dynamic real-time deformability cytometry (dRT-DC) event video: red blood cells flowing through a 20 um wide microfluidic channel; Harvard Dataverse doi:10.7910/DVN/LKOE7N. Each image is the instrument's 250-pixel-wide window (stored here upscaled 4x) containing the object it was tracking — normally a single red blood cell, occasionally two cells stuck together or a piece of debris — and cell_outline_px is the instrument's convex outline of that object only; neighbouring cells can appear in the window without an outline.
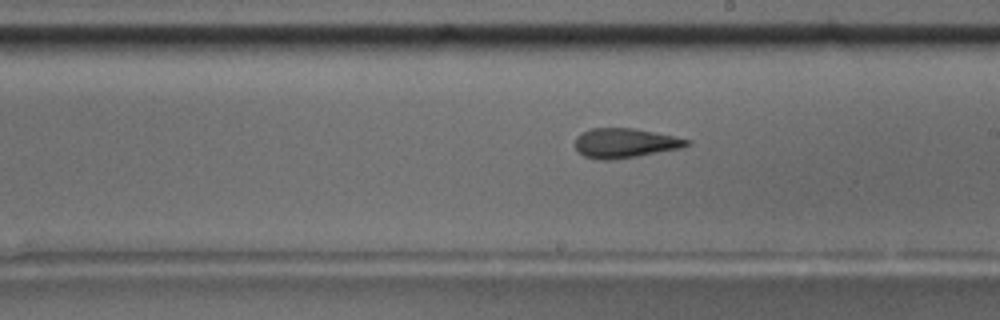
{"species": "common noctule bat (a hibernating species)", "species_latin": "Nyctalus noctula", "temperature_condition": "room temperature", "stored_images_in_passage": 42, "camera_frame_rate_fps": 3000, "um_per_image_px": 0.085, "animal": {"sex": "male", "body_mass_g": 17.5, "forearm_length_mm": 52.3}, "frame": {"image": 1, "passage_image": 19, "time_ms": 6.0, "image_size_px": [1000, 320], "cell_outline_px": [[692, 144], [684, 148], [612, 160], [600, 160], [584, 156], [576, 152], [576, 136], [580, 132], [592, 128], [632, 128], [692, 140]], "centroid_in_image_um": [53.12, 12.17], "position_along_channel_um": 235.9, "area_um2": 19.36}, "authors_computed_cell_mechanics": {"area_um2": 19.8254, "velocity_mm_per_s": 3.7015, "shape_relaxation_time_tau1_ms": null, "shape_relaxation_time_tau2_ms": 3.0825, "deformation_change_tau1": null, "deformation_change_tau2": 0.1331}}